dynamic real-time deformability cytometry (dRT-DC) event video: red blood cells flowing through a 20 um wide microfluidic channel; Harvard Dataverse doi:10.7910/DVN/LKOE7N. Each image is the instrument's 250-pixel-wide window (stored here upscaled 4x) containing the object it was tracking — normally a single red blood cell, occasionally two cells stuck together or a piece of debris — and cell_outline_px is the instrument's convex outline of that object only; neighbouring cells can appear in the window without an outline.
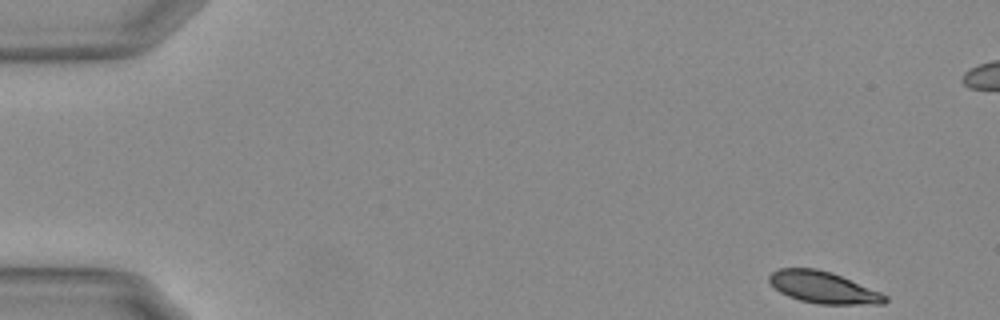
{"species": "Egyptian fruit bat (a non-hibernating species)", "species_latin": "Rousettus aegyptiacus", "temperature_condition": "warm", "stored_images_in_passage": 54, "camera_frame_rate_fps": 3000, "um_per_image_px": 0.085, "animal": {"sex": "female"}, "frame": {"image": 1, "passage_image": 1, "time_ms": 0.0, "image_size_px": [1000, 320], "cell_outline_px": [[888, 300], [884, 304], [816, 304], [800, 300], [788, 296], [780, 292], [768, 280], [768, 276], [772, 272], [780, 268], [816, 268], [832, 272], [880, 292], [888, 296]], "centroid_in_image_um": [69.98, 24.43], "position_along_channel_um": 15.0, "area_um2": 21.39}}
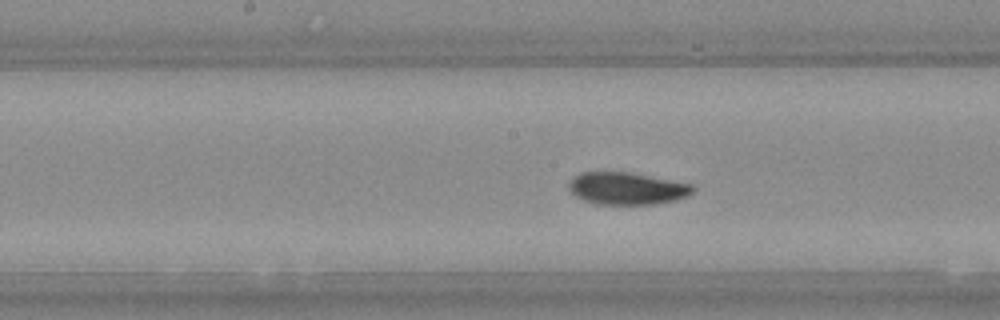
{"frame": {"image": 2, "passage_image": 26, "time_ms": 8.333, "image_size_px": [1000, 320], "cell_outline_px": [[696, 188], [688, 196], [676, 200], [656, 204], [592, 204], [576, 196], [568, 188], [568, 180], [572, 176], [580, 172], [632, 172], [692, 184]], "centroid_in_image_um": [53.27, 16.01], "position_along_channel_um": 194.9, "area_um2": 23.64}}
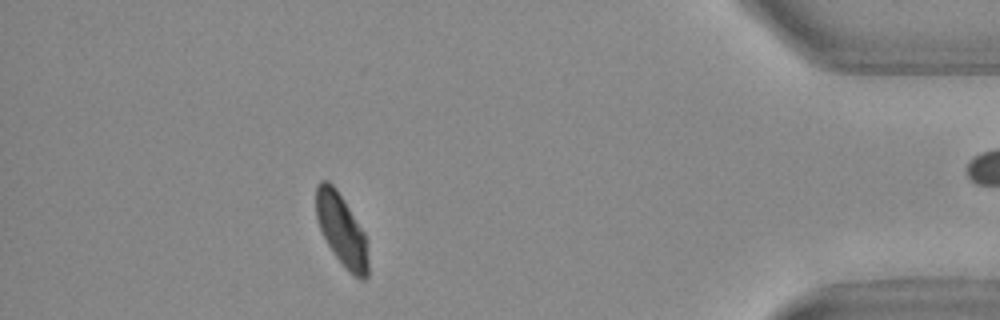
{"frame": {"image": 3, "passage_image": 47, "time_ms": 15.333, "image_size_px": [1000, 320], "cell_outline_px": [[368, 276], [364, 280], [360, 280], [352, 276], [336, 256], [328, 244], [316, 220], [316, 188], [320, 180], [328, 180], [336, 188], [344, 200], [364, 232], [368, 260]], "centroid_in_image_um": [29.03, 19.55], "position_along_channel_um": 406.2, "area_um2": 21.62}, "authors_computed_cell_mechanics": {"area_um2": 23.2067, "velocity_mm_per_s": 3.6824, "shape_relaxation_time_tau1_ms": 4.8278, "shape_relaxation_time_tau2_ms": 1.7465, "deformation_change_tau1": 0.1405, "deformation_change_tau2": 0.042}}